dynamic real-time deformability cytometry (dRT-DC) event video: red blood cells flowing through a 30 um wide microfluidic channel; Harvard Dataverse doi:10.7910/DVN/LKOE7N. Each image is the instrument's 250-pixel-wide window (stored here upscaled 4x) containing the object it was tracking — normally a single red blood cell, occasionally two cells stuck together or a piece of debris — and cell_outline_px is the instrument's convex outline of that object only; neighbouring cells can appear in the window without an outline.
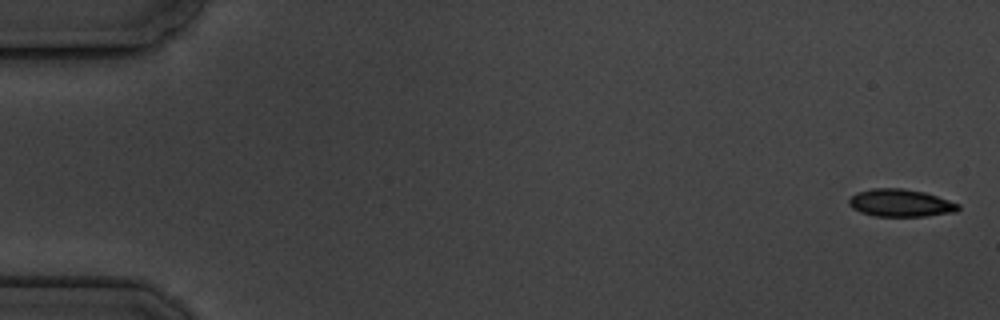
{"species": "common noctule bat (a hibernating species)", "species_latin": "Nyctalus noctula", "temperature_condition": "cold", "stored_images_in_passage": 15, "camera_frame_rate_fps": 3000, "um_per_image_px": 0.085, "animal": {"sex": "male", "body_mass_g": 19.5, "forearm_length_mm": 54.6}, "frame": {"image": 1, "passage_image": 1, "time_ms": 0.0, "image_size_px": [1000, 320], "cell_outline_px": [[960, 208], [956, 212], [924, 216], [876, 216], [860, 212], [852, 208], [848, 204], [848, 200], [856, 192], [872, 188], [900, 188], [924, 192], [960, 204]], "centroid_in_image_um": [76.52, 17.25], "position_along_channel_um": 8.5, "area_um2": 17.51}}
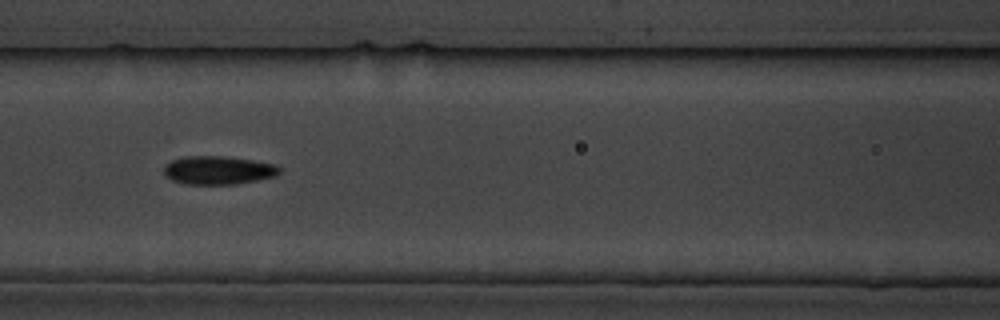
{"frame": {"image": 2, "passage_image": 7, "time_ms": 8.0, "image_size_px": [1000, 320], "cell_outline_px": [[280, 172], [276, 176], [236, 184], [184, 184], [172, 180], [164, 176], [164, 164], [172, 160], [184, 156], [224, 156], [252, 160], [276, 164], [280, 168]], "centroid_in_image_um": [18.52, 14.46], "position_along_channel_um": 148.1, "area_um2": 19.25}}
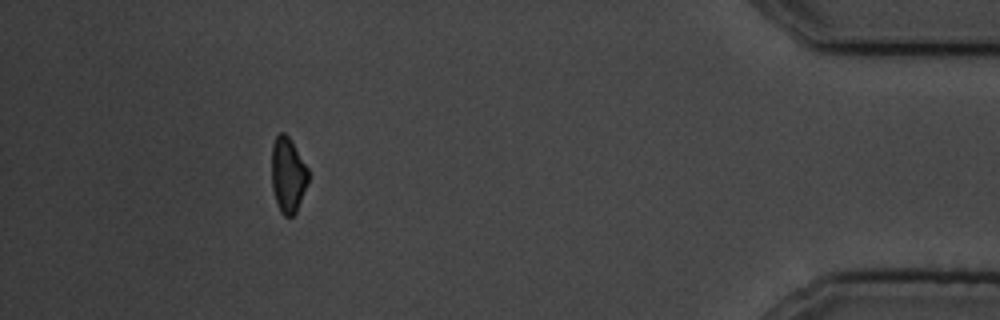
{"frame": {"image": 3, "passage_image": 14, "time_ms": 17.0, "image_size_px": [1000, 320], "cell_outline_px": [[308, 180], [296, 212], [292, 216], [284, 216], [280, 212], [276, 204], [272, 188], [272, 144], [276, 136], [280, 132], [284, 132], [288, 136], [308, 168]], "centroid_in_image_um": [24.45, 14.88], "position_along_channel_um": 410.7, "area_um2": 15.95}, "authors_computed_cell_mechanics": {"area_um2": 17.7446, "velocity_mm_per_s": 3.5211, "shape_relaxation_time_tau1_ms": 2.7438, "shape_relaxation_time_tau2_ms": 5.7036, "deformation_change_tau1": 0.109, "deformation_change_tau2": 0.1091}}